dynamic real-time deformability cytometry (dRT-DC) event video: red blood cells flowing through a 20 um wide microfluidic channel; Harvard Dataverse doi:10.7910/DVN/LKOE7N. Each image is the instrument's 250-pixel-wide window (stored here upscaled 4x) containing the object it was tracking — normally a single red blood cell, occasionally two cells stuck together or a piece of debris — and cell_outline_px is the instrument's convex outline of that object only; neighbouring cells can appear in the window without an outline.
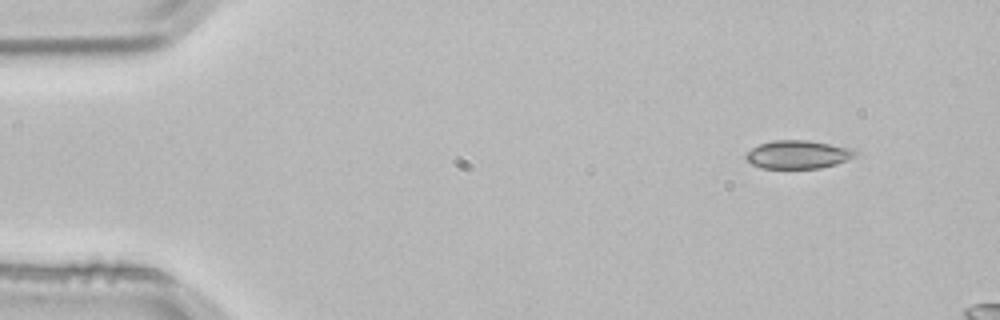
{"species": "common noctule bat (a hibernating species)", "species_latin": "Nyctalus noctula", "temperature_condition": "room temperature", "stored_images_in_passage": 3, "camera_frame_rate_fps": 3000, "um_per_image_px": 0.085, "animal": {"sex": "male", "body_mass_g": 21.5, "forearm_length_mm": 52.0}, "frame": {"image": 1, "passage_image": 1, "time_ms": 0.0, "image_size_px": [1000, 320], "cell_outline_px": [[860, 152], [856, 156], [848, 160], [836, 164], [820, 168], [760, 168], [752, 164], [744, 156], [752, 148], [760, 144], [772, 140], [808, 140], [856, 148]], "centroid_in_image_um": [67.9, 13.12], "position_along_channel_um": 17.1, "area_um2": 18.26}}
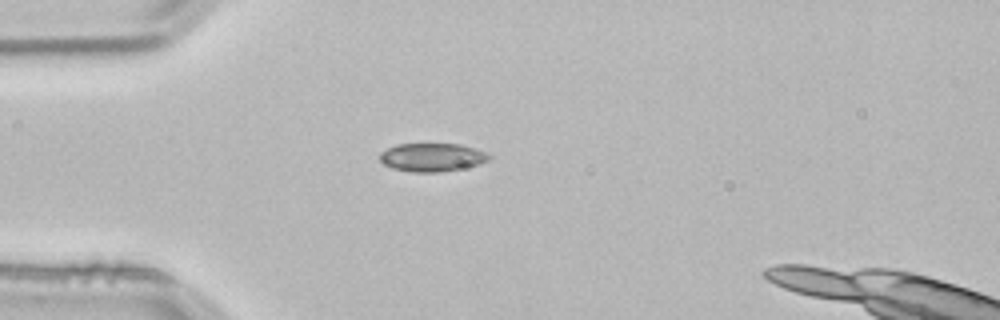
{"frame": {"image": 2, "passage_image": 3, "time_ms": 0.667, "image_size_px": [1000, 320], "cell_outline_px": [[492, 156], [488, 160], [476, 164], [460, 168], [440, 172], [412, 172], [392, 168], [384, 164], [380, 160], [380, 152], [396, 144], [460, 144], [476, 148]], "centroid_in_image_um": [36.69, 13.36], "position_along_channel_um": 48.3, "area_um2": 17.86}}